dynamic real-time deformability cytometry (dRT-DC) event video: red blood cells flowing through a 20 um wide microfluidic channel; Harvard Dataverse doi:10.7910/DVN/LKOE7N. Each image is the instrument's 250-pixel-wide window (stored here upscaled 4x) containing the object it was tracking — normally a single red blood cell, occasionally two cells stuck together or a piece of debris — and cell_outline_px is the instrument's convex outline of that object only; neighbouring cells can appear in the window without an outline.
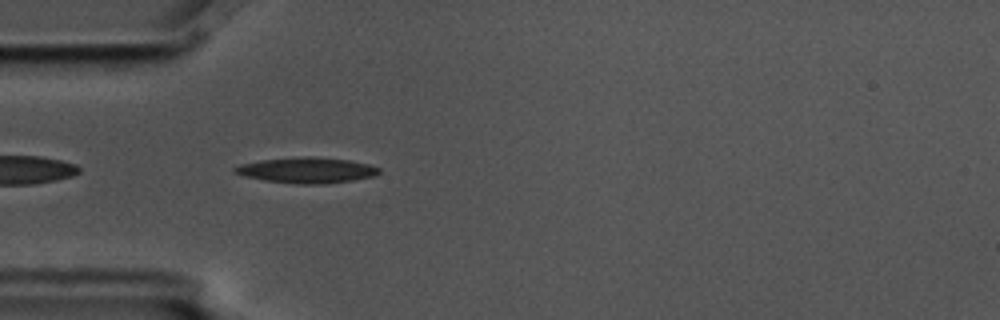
{"species": "common noctule bat (a hibernating species)", "species_latin": "Nyctalus noctula", "temperature_condition": "cold", "stored_images_in_passage": 4, "camera_frame_rate_fps": 3000, "um_per_image_px": 0.085, "animal": {"sex": "male", "body_mass_g": 17.5, "forearm_length_mm": 52.3}, "frame": {"image": 1, "passage_image": 4, "time_ms": 1.0, "image_size_px": [1000, 320], "cell_outline_px": [[380, 172], [376, 176], [352, 180], [324, 184], [296, 184], [264, 180], [244, 176], [232, 172], [232, 168], [240, 164], [260, 160], [304, 156], [312, 156], [348, 160], [368, 164], [380, 168]], "centroid_in_image_um": [26.06, 14.47], "position_along_channel_um": 58.9, "area_um2": 21.68}}